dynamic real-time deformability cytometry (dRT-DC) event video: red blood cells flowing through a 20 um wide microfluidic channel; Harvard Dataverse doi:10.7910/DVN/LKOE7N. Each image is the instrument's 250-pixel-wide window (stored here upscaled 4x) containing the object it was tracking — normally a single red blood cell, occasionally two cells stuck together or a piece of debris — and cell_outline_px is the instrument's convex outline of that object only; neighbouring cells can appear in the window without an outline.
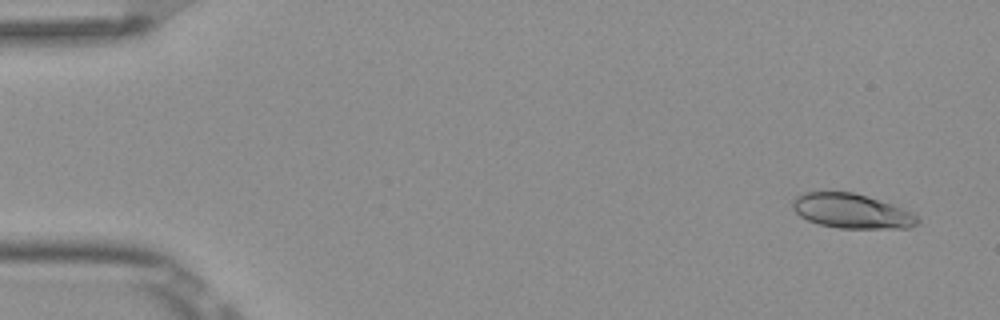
{"species": "Egyptian fruit bat (a non-hibernating species)", "species_latin": "Rousettus aegyptiacus", "temperature_condition": "room temperature", "stored_images_in_passage": 8, "camera_frame_rate_fps": 3000, "um_per_image_px": 0.085, "frame": {"image": 1, "passage_image": 1, "time_ms": 0.0, "image_size_px": [1000, 320], "cell_outline_px": [[920, 220], [916, 224], [908, 228], [840, 228], [820, 224], [808, 220], [800, 216], [792, 208], [792, 200], [796, 196], [804, 192], [852, 192], [868, 196], [892, 204], [912, 212]], "centroid_in_image_um": [72.38, 17.93], "position_along_channel_um": 12.6, "area_um2": 25.09}}
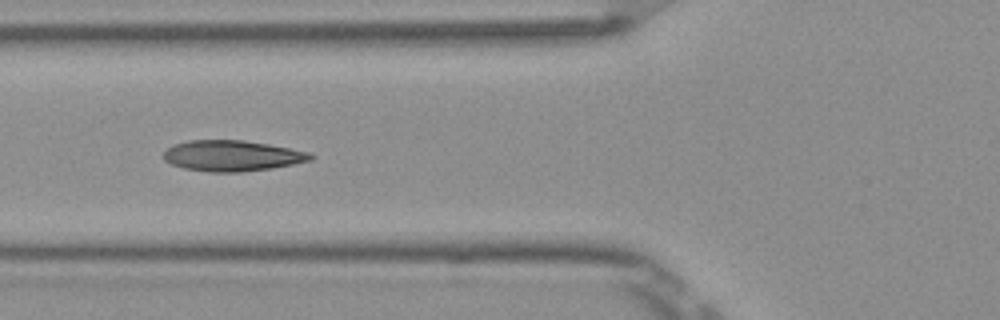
{"frame": {"image": 2, "passage_image": 6, "time_ms": 1.667, "image_size_px": [1000, 320], "cell_outline_px": [[312, 160], [272, 168], [240, 172], [208, 172], [184, 168], [172, 164], [164, 160], [164, 152], [172, 144], [188, 140], [244, 140], [268, 144], [308, 152], [312, 156]], "centroid_in_image_um": [19.68, 13.24], "position_along_channel_um": 106.1, "area_um2": 26.24}}
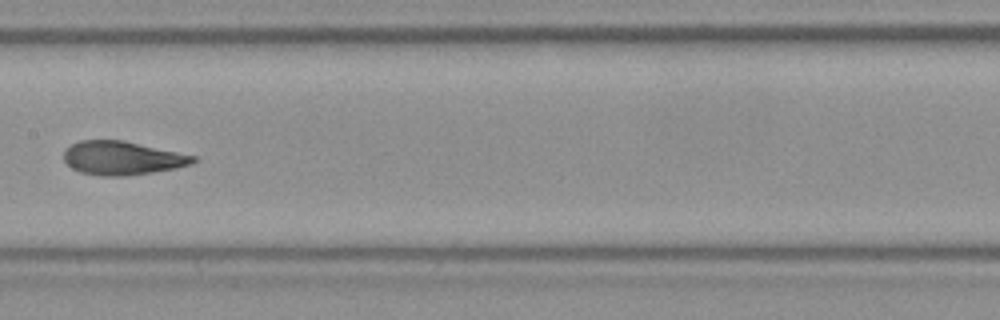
{"frame": {"image": 3, "passage_image": 8, "time_ms": 2.333, "image_size_px": [1000, 320], "cell_outline_px": [[196, 160], [192, 164], [176, 168], [128, 176], [100, 176], [80, 172], [72, 168], [64, 160], [64, 148], [80, 140], [124, 140], [196, 156]], "centroid_in_image_um": [10.37, 13.43], "position_along_channel_um": 197.0, "area_um2": 25.43}}